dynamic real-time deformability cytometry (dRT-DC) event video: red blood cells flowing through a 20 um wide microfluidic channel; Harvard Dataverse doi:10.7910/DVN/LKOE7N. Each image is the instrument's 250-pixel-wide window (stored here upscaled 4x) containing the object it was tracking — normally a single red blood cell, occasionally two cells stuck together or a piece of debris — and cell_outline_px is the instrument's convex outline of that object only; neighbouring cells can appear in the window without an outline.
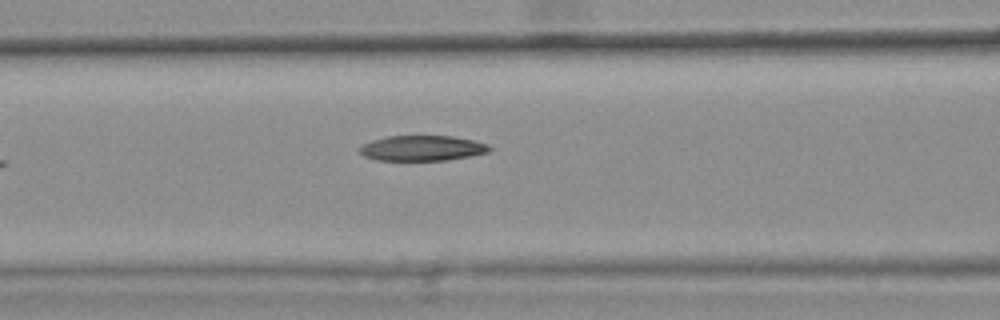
{"species": "common noctule bat (a hibernating species)", "species_latin": "Nyctalus noctula", "temperature_condition": "warm", "stored_images_in_passage": 7, "camera_frame_rate_fps": 3000, "um_per_image_px": 0.085, "animal": {"sex": "female", "body_mass_g": 25.1}, "frame": {"image": 1, "passage_image": 7, "time_ms": 2.0, "image_size_px": [1000, 320], "cell_outline_px": [[492, 148], [488, 152], [472, 156], [448, 160], [376, 160], [364, 156], [360, 152], [360, 148], [364, 144], [372, 140], [388, 136], [452, 136], [472, 140], [488, 144]], "centroid_in_image_um": [35.91, 12.6], "position_along_channel_um": 130.7, "area_um2": 19.07}}